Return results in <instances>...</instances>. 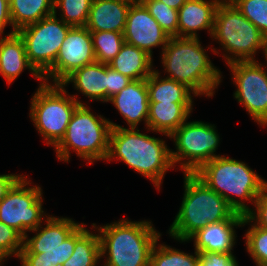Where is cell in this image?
Returning a JSON list of instances; mask_svg holds the SVG:
<instances>
[{"instance_id":"30","label":"cell","mask_w":267,"mask_h":266,"mask_svg":"<svg viewBox=\"0 0 267 266\" xmlns=\"http://www.w3.org/2000/svg\"><path fill=\"white\" fill-rule=\"evenodd\" d=\"M92 0H54V13L57 9L60 19L71 26H86Z\"/></svg>"},{"instance_id":"33","label":"cell","mask_w":267,"mask_h":266,"mask_svg":"<svg viewBox=\"0 0 267 266\" xmlns=\"http://www.w3.org/2000/svg\"><path fill=\"white\" fill-rule=\"evenodd\" d=\"M24 237L14 228L0 221V264H4L12 255L19 257Z\"/></svg>"},{"instance_id":"35","label":"cell","mask_w":267,"mask_h":266,"mask_svg":"<svg viewBox=\"0 0 267 266\" xmlns=\"http://www.w3.org/2000/svg\"><path fill=\"white\" fill-rule=\"evenodd\" d=\"M246 216L257 226L267 229V188L258 196Z\"/></svg>"},{"instance_id":"17","label":"cell","mask_w":267,"mask_h":266,"mask_svg":"<svg viewBox=\"0 0 267 266\" xmlns=\"http://www.w3.org/2000/svg\"><path fill=\"white\" fill-rule=\"evenodd\" d=\"M222 0H187L178 9V37H199L197 32L207 30L212 35L215 13Z\"/></svg>"},{"instance_id":"3","label":"cell","mask_w":267,"mask_h":266,"mask_svg":"<svg viewBox=\"0 0 267 266\" xmlns=\"http://www.w3.org/2000/svg\"><path fill=\"white\" fill-rule=\"evenodd\" d=\"M182 203L168 234L180 243L188 242L198 230L211 223L243 220L228 202L195 174H184Z\"/></svg>"},{"instance_id":"36","label":"cell","mask_w":267,"mask_h":266,"mask_svg":"<svg viewBox=\"0 0 267 266\" xmlns=\"http://www.w3.org/2000/svg\"><path fill=\"white\" fill-rule=\"evenodd\" d=\"M131 81L132 79L113 70L107 64V102L112 96L125 88Z\"/></svg>"},{"instance_id":"29","label":"cell","mask_w":267,"mask_h":266,"mask_svg":"<svg viewBox=\"0 0 267 266\" xmlns=\"http://www.w3.org/2000/svg\"><path fill=\"white\" fill-rule=\"evenodd\" d=\"M251 223L245 215L242 227L247 224L251 226L244 235L246 250L256 266H267V229Z\"/></svg>"},{"instance_id":"23","label":"cell","mask_w":267,"mask_h":266,"mask_svg":"<svg viewBox=\"0 0 267 266\" xmlns=\"http://www.w3.org/2000/svg\"><path fill=\"white\" fill-rule=\"evenodd\" d=\"M152 58L138 47L124 43L108 65L132 80L147 79L155 70Z\"/></svg>"},{"instance_id":"16","label":"cell","mask_w":267,"mask_h":266,"mask_svg":"<svg viewBox=\"0 0 267 266\" xmlns=\"http://www.w3.org/2000/svg\"><path fill=\"white\" fill-rule=\"evenodd\" d=\"M108 102L120 112L128 128H138L139 123L144 121L147 129L149 98L146 79L132 80Z\"/></svg>"},{"instance_id":"7","label":"cell","mask_w":267,"mask_h":266,"mask_svg":"<svg viewBox=\"0 0 267 266\" xmlns=\"http://www.w3.org/2000/svg\"><path fill=\"white\" fill-rule=\"evenodd\" d=\"M211 38L222 46L226 65L256 61V53H263L267 44V37L230 0H222L218 5Z\"/></svg>"},{"instance_id":"13","label":"cell","mask_w":267,"mask_h":266,"mask_svg":"<svg viewBox=\"0 0 267 266\" xmlns=\"http://www.w3.org/2000/svg\"><path fill=\"white\" fill-rule=\"evenodd\" d=\"M263 64L258 60L238 61L227 66L237 87L234 98L254 122L267 127V69Z\"/></svg>"},{"instance_id":"19","label":"cell","mask_w":267,"mask_h":266,"mask_svg":"<svg viewBox=\"0 0 267 266\" xmlns=\"http://www.w3.org/2000/svg\"><path fill=\"white\" fill-rule=\"evenodd\" d=\"M29 70L31 75L43 83V77L30 64L25 45L17 32L0 35V74L10 85L20 76L23 70Z\"/></svg>"},{"instance_id":"2","label":"cell","mask_w":267,"mask_h":266,"mask_svg":"<svg viewBox=\"0 0 267 266\" xmlns=\"http://www.w3.org/2000/svg\"><path fill=\"white\" fill-rule=\"evenodd\" d=\"M207 52L199 37H170L161 52L164 77L184 84L197 97L214 96L223 75Z\"/></svg>"},{"instance_id":"10","label":"cell","mask_w":267,"mask_h":266,"mask_svg":"<svg viewBox=\"0 0 267 266\" xmlns=\"http://www.w3.org/2000/svg\"><path fill=\"white\" fill-rule=\"evenodd\" d=\"M176 150L171 149L174 167L177 163L183 174L196 173L205 163L217 156L220 136L214 124L187 120L170 135Z\"/></svg>"},{"instance_id":"20","label":"cell","mask_w":267,"mask_h":266,"mask_svg":"<svg viewBox=\"0 0 267 266\" xmlns=\"http://www.w3.org/2000/svg\"><path fill=\"white\" fill-rule=\"evenodd\" d=\"M135 0H92L86 28L90 32L124 33L131 4Z\"/></svg>"},{"instance_id":"26","label":"cell","mask_w":267,"mask_h":266,"mask_svg":"<svg viewBox=\"0 0 267 266\" xmlns=\"http://www.w3.org/2000/svg\"><path fill=\"white\" fill-rule=\"evenodd\" d=\"M9 4L16 32L54 13V0H11Z\"/></svg>"},{"instance_id":"9","label":"cell","mask_w":267,"mask_h":266,"mask_svg":"<svg viewBox=\"0 0 267 266\" xmlns=\"http://www.w3.org/2000/svg\"><path fill=\"white\" fill-rule=\"evenodd\" d=\"M62 84L40 83L31 98L29 117L47 145L56 146L64 137L75 109L83 105Z\"/></svg>"},{"instance_id":"12","label":"cell","mask_w":267,"mask_h":266,"mask_svg":"<svg viewBox=\"0 0 267 266\" xmlns=\"http://www.w3.org/2000/svg\"><path fill=\"white\" fill-rule=\"evenodd\" d=\"M71 27L53 13L17 31L24 42L30 64L42 77L53 67Z\"/></svg>"},{"instance_id":"34","label":"cell","mask_w":267,"mask_h":266,"mask_svg":"<svg viewBox=\"0 0 267 266\" xmlns=\"http://www.w3.org/2000/svg\"><path fill=\"white\" fill-rule=\"evenodd\" d=\"M199 266H239L233 253H199Z\"/></svg>"},{"instance_id":"27","label":"cell","mask_w":267,"mask_h":266,"mask_svg":"<svg viewBox=\"0 0 267 266\" xmlns=\"http://www.w3.org/2000/svg\"><path fill=\"white\" fill-rule=\"evenodd\" d=\"M160 238L152 248L149 266H199V252L194 250V254H190L163 243L158 244Z\"/></svg>"},{"instance_id":"28","label":"cell","mask_w":267,"mask_h":266,"mask_svg":"<svg viewBox=\"0 0 267 266\" xmlns=\"http://www.w3.org/2000/svg\"><path fill=\"white\" fill-rule=\"evenodd\" d=\"M93 49L97 62L108 64L125 43L124 35L115 31L91 32Z\"/></svg>"},{"instance_id":"25","label":"cell","mask_w":267,"mask_h":266,"mask_svg":"<svg viewBox=\"0 0 267 266\" xmlns=\"http://www.w3.org/2000/svg\"><path fill=\"white\" fill-rule=\"evenodd\" d=\"M82 223L75 229V246L71 257L62 266H98L101 262L99 234Z\"/></svg>"},{"instance_id":"39","label":"cell","mask_w":267,"mask_h":266,"mask_svg":"<svg viewBox=\"0 0 267 266\" xmlns=\"http://www.w3.org/2000/svg\"><path fill=\"white\" fill-rule=\"evenodd\" d=\"M159 1L165 3L170 8L178 10L187 0H159Z\"/></svg>"},{"instance_id":"32","label":"cell","mask_w":267,"mask_h":266,"mask_svg":"<svg viewBox=\"0 0 267 266\" xmlns=\"http://www.w3.org/2000/svg\"><path fill=\"white\" fill-rule=\"evenodd\" d=\"M267 37V0H230Z\"/></svg>"},{"instance_id":"5","label":"cell","mask_w":267,"mask_h":266,"mask_svg":"<svg viewBox=\"0 0 267 266\" xmlns=\"http://www.w3.org/2000/svg\"><path fill=\"white\" fill-rule=\"evenodd\" d=\"M194 174L242 215L251 210L245 202L254 206L258 196L267 188V181L245 162L224 154L208 161Z\"/></svg>"},{"instance_id":"21","label":"cell","mask_w":267,"mask_h":266,"mask_svg":"<svg viewBox=\"0 0 267 266\" xmlns=\"http://www.w3.org/2000/svg\"><path fill=\"white\" fill-rule=\"evenodd\" d=\"M72 83L74 89L89 100L107 103V64L95 61L75 70L63 82L64 87Z\"/></svg>"},{"instance_id":"4","label":"cell","mask_w":267,"mask_h":266,"mask_svg":"<svg viewBox=\"0 0 267 266\" xmlns=\"http://www.w3.org/2000/svg\"><path fill=\"white\" fill-rule=\"evenodd\" d=\"M92 228L99 234L103 266H149L152 248L161 236L148 220L125 218L104 226L92 223Z\"/></svg>"},{"instance_id":"37","label":"cell","mask_w":267,"mask_h":266,"mask_svg":"<svg viewBox=\"0 0 267 266\" xmlns=\"http://www.w3.org/2000/svg\"><path fill=\"white\" fill-rule=\"evenodd\" d=\"M9 25L12 27L10 34L15 33L11 21L10 4L8 0H0V35H4V29Z\"/></svg>"},{"instance_id":"15","label":"cell","mask_w":267,"mask_h":266,"mask_svg":"<svg viewBox=\"0 0 267 266\" xmlns=\"http://www.w3.org/2000/svg\"><path fill=\"white\" fill-rule=\"evenodd\" d=\"M125 43L138 47L152 57L153 48H165L170 36L162 29L140 0L128 11L124 30Z\"/></svg>"},{"instance_id":"8","label":"cell","mask_w":267,"mask_h":266,"mask_svg":"<svg viewBox=\"0 0 267 266\" xmlns=\"http://www.w3.org/2000/svg\"><path fill=\"white\" fill-rule=\"evenodd\" d=\"M46 223L24 236L18 260L21 266H62L73 254L75 229L80 223L68 217L49 215Z\"/></svg>"},{"instance_id":"24","label":"cell","mask_w":267,"mask_h":266,"mask_svg":"<svg viewBox=\"0 0 267 266\" xmlns=\"http://www.w3.org/2000/svg\"><path fill=\"white\" fill-rule=\"evenodd\" d=\"M160 73L155 69L146 79L149 102L193 103L195 94L188 87L175 80L161 77Z\"/></svg>"},{"instance_id":"6","label":"cell","mask_w":267,"mask_h":266,"mask_svg":"<svg viewBox=\"0 0 267 266\" xmlns=\"http://www.w3.org/2000/svg\"><path fill=\"white\" fill-rule=\"evenodd\" d=\"M109 119L96 115L86 104L79 105L68 124L64 137L53 148L60 161L69 162L71 152L87 160L89 165L99 160H106L109 152L110 133Z\"/></svg>"},{"instance_id":"31","label":"cell","mask_w":267,"mask_h":266,"mask_svg":"<svg viewBox=\"0 0 267 266\" xmlns=\"http://www.w3.org/2000/svg\"><path fill=\"white\" fill-rule=\"evenodd\" d=\"M170 37H178V10L159 0H140Z\"/></svg>"},{"instance_id":"1","label":"cell","mask_w":267,"mask_h":266,"mask_svg":"<svg viewBox=\"0 0 267 266\" xmlns=\"http://www.w3.org/2000/svg\"><path fill=\"white\" fill-rule=\"evenodd\" d=\"M109 152L106 161L124 162L143 177L152 181L159 191L163 178L170 169H174L171 149L165 140L141 133L138 128H126L109 121Z\"/></svg>"},{"instance_id":"38","label":"cell","mask_w":267,"mask_h":266,"mask_svg":"<svg viewBox=\"0 0 267 266\" xmlns=\"http://www.w3.org/2000/svg\"><path fill=\"white\" fill-rule=\"evenodd\" d=\"M19 174L0 175V201L6 196L11 187L22 177Z\"/></svg>"},{"instance_id":"18","label":"cell","mask_w":267,"mask_h":266,"mask_svg":"<svg viewBox=\"0 0 267 266\" xmlns=\"http://www.w3.org/2000/svg\"><path fill=\"white\" fill-rule=\"evenodd\" d=\"M243 220H225L211 223L193 234L188 241H194V250L204 253H233L236 243L237 227H242Z\"/></svg>"},{"instance_id":"22","label":"cell","mask_w":267,"mask_h":266,"mask_svg":"<svg viewBox=\"0 0 267 266\" xmlns=\"http://www.w3.org/2000/svg\"><path fill=\"white\" fill-rule=\"evenodd\" d=\"M193 103L149 102L147 130L167 136L191 116Z\"/></svg>"},{"instance_id":"14","label":"cell","mask_w":267,"mask_h":266,"mask_svg":"<svg viewBox=\"0 0 267 266\" xmlns=\"http://www.w3.org/2000/svg\"><path fill=\"white\" fill-rule=\"evenodd\" d=\"M95 61L91 32L85 26H72L59 49L53 67L43 76V81L62 84L75 70Z\"/></svg>"},{"instance_id":"40","label":"cell","mask_w":267,"mask_h":266,"mask_svg":"<svg viewBox=\"0 0 267 266\" xmlns=\"http://www.w3.org/2000/svg\"><path fill=\"white\" fill-rule=\"evenodd\" d=\"M263 56H265L264 58L266 59V69H267V44H266V48L263 51Z\"/></svg>"},{"instance_id":"11","label":"cell","mask_w":267,"mask_h":266,"mask_svg":"<svg viewBox=\"0 0 267 266\" xmlns=\"http://www.w3.org/2000/svg\"><path fill=\"white\" fill-rule=\"evenodd\" d=\"M28 179L23 175L0 201V221L17 230L23 237L44 224L49 216L42 207L44 198L41 187L32 186Z\"/></svg>"}]
</instances>
